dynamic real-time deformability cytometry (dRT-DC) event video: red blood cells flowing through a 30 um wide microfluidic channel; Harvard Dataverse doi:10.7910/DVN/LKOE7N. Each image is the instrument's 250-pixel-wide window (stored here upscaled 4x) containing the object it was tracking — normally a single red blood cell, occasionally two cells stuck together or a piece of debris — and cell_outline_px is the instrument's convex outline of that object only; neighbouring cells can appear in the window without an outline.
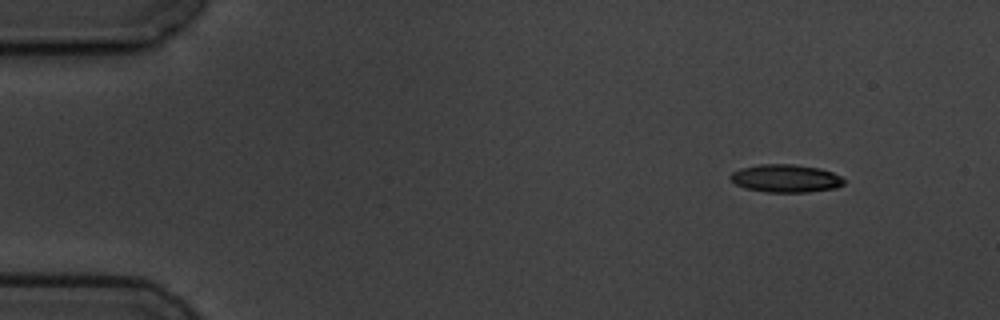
{"species": "common noctule bat (a hibernating species)", "species_latin": "Nyctalus noctula", "temperature_condition": "cold", "stored_images_in_passage": 4, "camera_frame_rate_fps": 3000, "um_per_image_px": 0.085, "animal": {"sex": "male", "body_mass_g": 19.5, "forearm_length_mm": 54.6}, "frame": {"image": 1, "passage_image": 1, "time_ms": 0.0, "image_size_px": [1000, 320], "cell_outline_px": [[844, 184], [836, 188], [808, 192], [768, 192], [744, 188], [736, 184], [728, 176], [732, 172], [740, 168], [760, 164], [792, 164], [820, 168], [832, 172], [840, 176], [844, 180]], "centroid_in_image_um": [66.78, 15.16], "position_along_channel_um": 18.2, "area_um2": 18.5}}
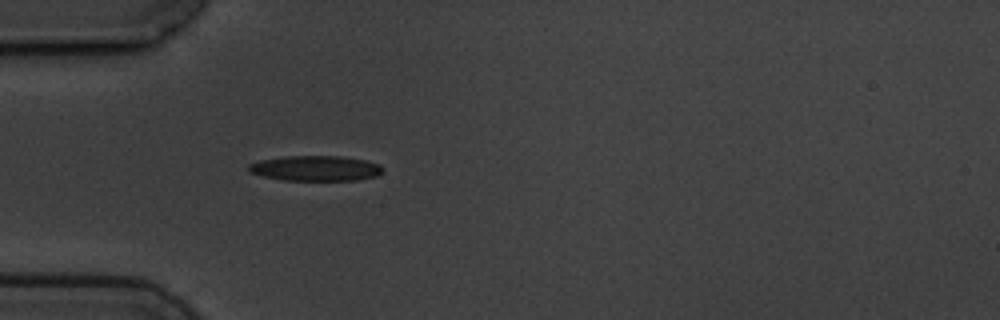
{"frame": {"image": 2, "passage_image": 4, "time_ms": 3.667, "image_size_px": [1000, 320], "cell_outline_px": [[384, 172], [376, 176], [356, 180], [280, 180], [248, 172], [248, 164], [260, 160], [284, 156], [344, 156], [364, 160], [380, 164], [384, 168]], "centroid_in_image_um": [26.83, 14.3], "position_along_channel_um": 58.2, "area_um2": 19.88}}